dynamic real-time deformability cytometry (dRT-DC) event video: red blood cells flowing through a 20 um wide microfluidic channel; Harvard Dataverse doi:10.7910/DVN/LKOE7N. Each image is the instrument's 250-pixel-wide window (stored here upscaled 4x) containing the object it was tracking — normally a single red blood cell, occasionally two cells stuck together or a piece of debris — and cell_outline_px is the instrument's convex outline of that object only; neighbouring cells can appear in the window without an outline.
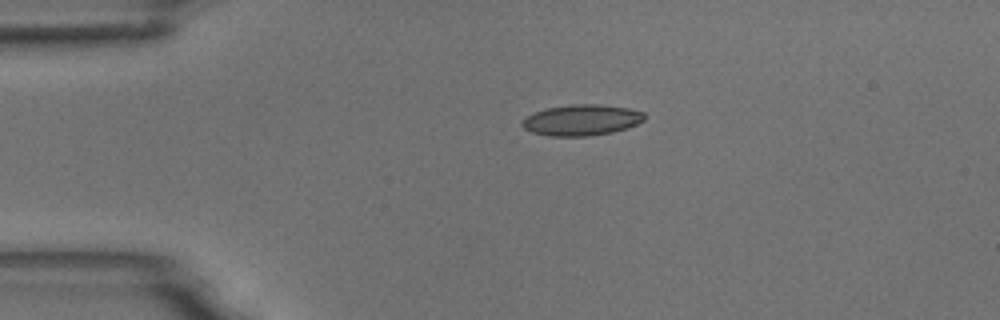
{"species": "common noctule bat (a hibernating species)", "species_latin": "Nyctalus noctula", "temperature_condition": "room temperature", "stored_images_in_passage": 44, "camera_frame_rate_fps": 3000, "um_per_image_px": 0.085, "animal": {"sex": "male", "body_mass_g": 18.8}, "frame": {"image": 1, "passage_image": 1, "time_ms": 0.0, "image_size_px": [1000, 320], "cell_outline_px": [[644, 120], [628, 128], [612, 132], [588, 136], [548, 136], [532, 132], [524, 128], [520, 124], [520, 120], [524, 116], [532, 112], [548, 108], [572, 104], [600, 104], [628, 108], [644, 112]], "centroid_in_image_um": [49.38, 10.2], "position_along_channel_um": 35.6, "area_um2": 22.25}}
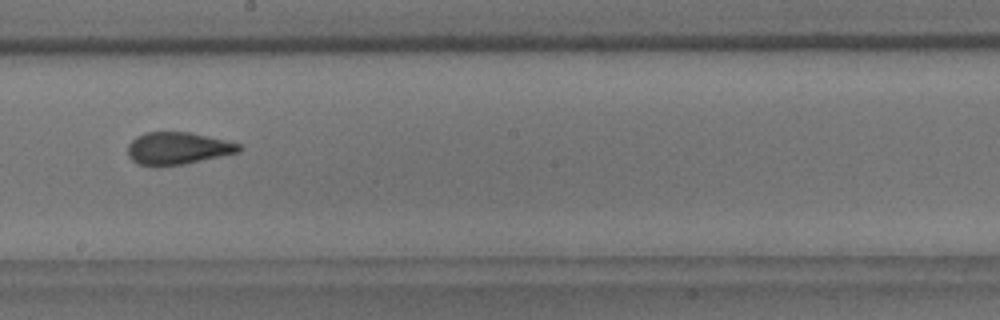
{"frame": {"image": 2, "passage_image": 20, "time_ms": 6.333, "image_size_px": [1000, 320], "cell_outline_px": [[244, 148], [240, 152], [184, 164], [156, 168], [136, 164], [128, 156], [128, 144], [136, 136], [144, 132], [188, 132], [224, 140], [240, 144]], "centroid_in_image_um": [15.06, 12.63], "position_along_channel_um": 233.1, "area_um2": 21.27}}
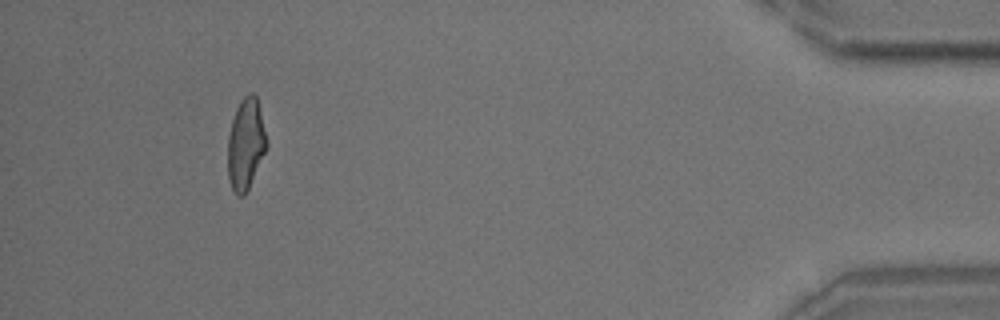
{"frame": {"image": 3, "passage_image": 40, "time_ms": 13.0, "image_size_px": [1000, 320], "cell_outline_px": [[268, 148], [244, 196], [236, 196], [228, 180], [228, 136], [232, 120], [236, 108], [240, 100], [248, 92], [252, 92], [256, 96], [268, 144]], "centroid_in_image_um": [20.88, 12.26], "position_along_channel_um": 414.3, "area_um2": 20.69}, "authors_computed_cell_mechanics": {"area_um2": 21.1837, "velocity_mm_per_s": 3.6865, "shape_relaxation_time_tau1_ms": 6.6943, "shape_relaxation_time_tau2_ms": 1.2518, "deformation_change_tau1": 0.1756, "deformation_change_tau2": 0.0768}}